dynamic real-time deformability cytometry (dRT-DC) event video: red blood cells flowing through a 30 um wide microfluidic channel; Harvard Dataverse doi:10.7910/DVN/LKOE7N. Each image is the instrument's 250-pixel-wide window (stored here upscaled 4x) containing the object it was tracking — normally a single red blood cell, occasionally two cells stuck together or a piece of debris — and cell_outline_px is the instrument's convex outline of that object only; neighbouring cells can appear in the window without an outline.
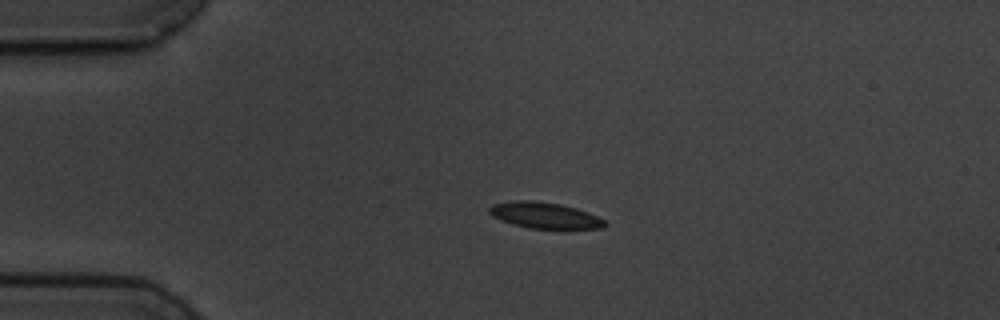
{"species": "common noctule bat (a hibernating species)", "species_latin": "Nyctalus noctula", "temperature_condition": "cold", "stored_images_in_passage": 4, "camera_frame_rate_fps": 3000, "um_per_image_px": 0.085, "animal": {"sex": "male", "body_mass_g": 19.5, "forearm_length_mm": 54.6}, "frame": {"image": 1, "passage_image": 3, "time_ms": 3.0, "image_size_px": [1000, 320], "cell_outline_px": [[608, 224], [604, 228], [528, 228], [512, 224], [500, 220], [492, 216], [488, 212], [488, 208], [492, 204], [516, 200], [532, 200], [560, 204], [576, 208], [588, 212], [604, 220]], "centroid_in_image_um": [46.26, 18.3], "position_along_channel_um": 38.7, "area_um2": 17.51}}